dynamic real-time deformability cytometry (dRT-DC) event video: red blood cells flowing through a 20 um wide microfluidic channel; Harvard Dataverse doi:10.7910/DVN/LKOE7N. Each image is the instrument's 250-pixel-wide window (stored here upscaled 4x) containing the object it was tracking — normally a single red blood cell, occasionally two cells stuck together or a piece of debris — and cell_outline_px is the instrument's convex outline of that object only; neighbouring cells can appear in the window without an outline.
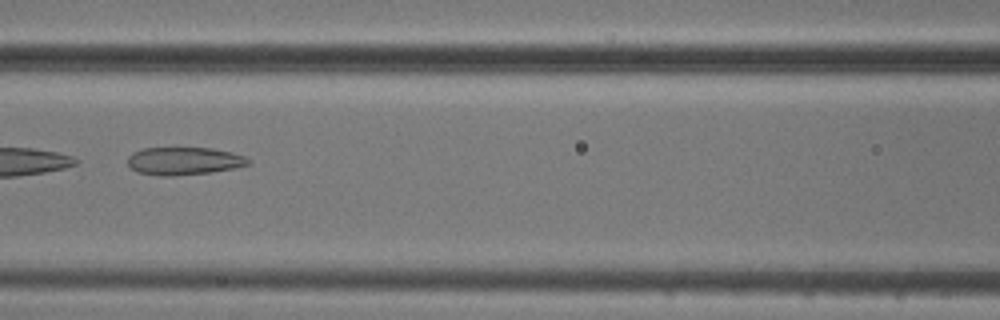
{"species": "common noctule bat (a hibernating species)", "species_latin": "Nyctalus noctula", "temperature_condition": "cold", "stored_images_in_passage": 13, "camera_frame_rate_fps": 3000, "um_per_image_px": 0.085, "animal": {"sex": "male", "body_mass_g": 20.5, "forearm_length_mm": 52.5}, "frame": {"image": 1, "passage_image": 6, "time_ms": 6.667, "image_size_px": [1000, 320], "cell_outline_px": [[252, 160], [248, 164], [236, 168], [212, 172], [172, 176], [160, 176], [136, 172], [128, 164], [128, 156], [132, 152], [144, 148], [212, 148], [232, 152], [244, 156]], "centroid_in_image_um": [15.64, 13.69], "position_along_channel_um": 151.0, "area_um2": 19.65}, "authors_computed_cell_mechanics": {"area_um2": 22.1374, "velocity_mm_per_s": 3.7076, "shape_relaxation_time_tau1_ms": null, "shape_relaxation_time_tau2_ms": 2.8227, "deformation_change_tau1": null, "deformation_change_tau2": 0.1085}}